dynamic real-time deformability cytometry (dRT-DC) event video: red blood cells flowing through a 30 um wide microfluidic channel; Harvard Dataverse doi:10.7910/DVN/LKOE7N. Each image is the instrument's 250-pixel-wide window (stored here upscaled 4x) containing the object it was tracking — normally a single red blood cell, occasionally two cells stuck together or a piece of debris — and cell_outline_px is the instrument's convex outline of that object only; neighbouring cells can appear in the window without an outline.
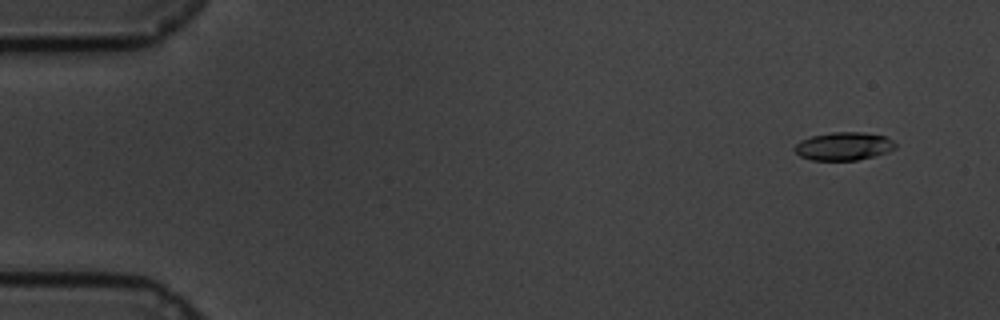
{"species": "common noctule bat (a hibernating species)", "species_latin": "Nyctalus noctula", "temperature_condition": "cold", "stored_images_in_passage": 58, "camera_frame_rate_fps": 3000, "um_per_image_px": 0.085, "animal": {"sex": "male", "body_mass_g": 19.5, "forearm_length_mm": 54.6}, "frame": {"image": 1, "passage_image": 2, "time_ms": 0.333, "image_size_px": [1000, 320], "cell_outline_px": [[896, 148], [888, 152], [856, 160], [812, 160], [800, 156], [792, 148], [800, 140], [812, 136], [832, 132], [864, 132], [884, 136], [892, 140], [896, 144]], "centroid_in_image_um": [71.7, 12.42], "position_along_channel_um": 13.3, "area_um2": 16.47}}
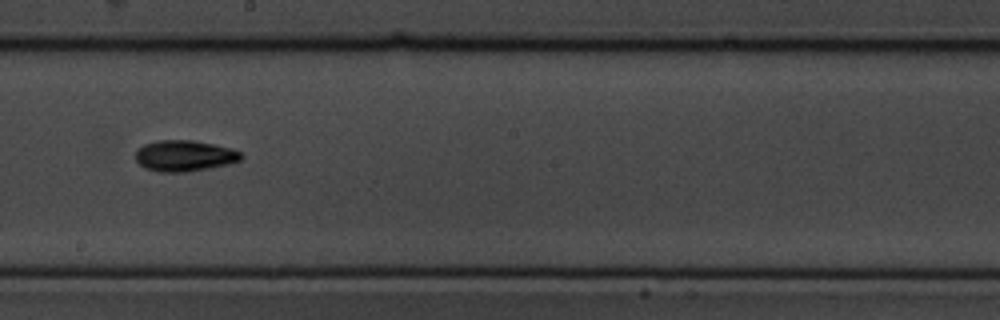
{"frame": {"image": 2, "passage_image": 32, "time_ms": 10.333, "image_size_px": [1000, 320], "cell_outline_px": [[244, 156], [240, 160], [228, 164], [208, 168], [184, 172], [160, 172], [144, 168], [136, 160], [136, 152], [144, 144], [156, 140], [192, 140], [232, 148], [240, 152]], "centroid_in_image_um": [15.68, 13.24], "position_along_channel_um": 232.5, "area_um2": 19.02}}
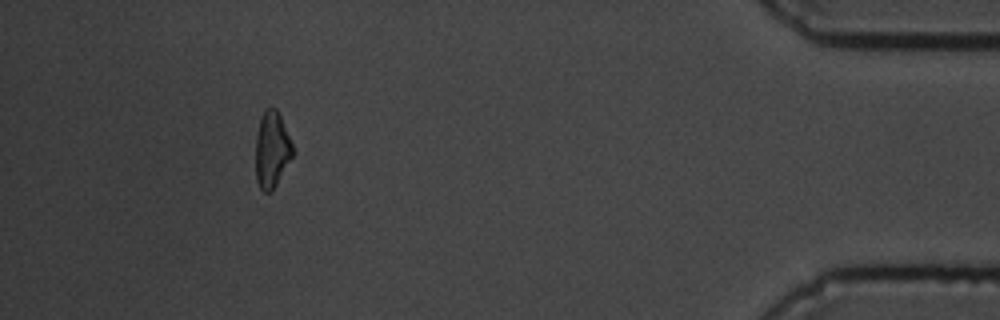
{"frame": {"image": 3, "passage_image": 53, "time_ms": 17.333, "image_size_px": [1000, 320], "cell_outline_px": [[296, 152], [272, 192], [264, 192], [260, 188], [256, 180], [256, 136], [260, 120], [264, 108], [276, 108], [280, 116]], "centroid_in_image_um": [23.13, 12.75], "position_along_channel_um": 412.1, "area_um2": 16.65}, "authors_computed_cell_mechanics": {"area_um2": 17.0221, "velocity_mm_per_s": 3.379, "shape_relaxation_time_tau1_ms": 2.2695, "shape_relaxation_time_tau2_ms": 9.3838, "deformation_change_tau1": 0.1255, "deformation_change_tau2": 0.1545}}